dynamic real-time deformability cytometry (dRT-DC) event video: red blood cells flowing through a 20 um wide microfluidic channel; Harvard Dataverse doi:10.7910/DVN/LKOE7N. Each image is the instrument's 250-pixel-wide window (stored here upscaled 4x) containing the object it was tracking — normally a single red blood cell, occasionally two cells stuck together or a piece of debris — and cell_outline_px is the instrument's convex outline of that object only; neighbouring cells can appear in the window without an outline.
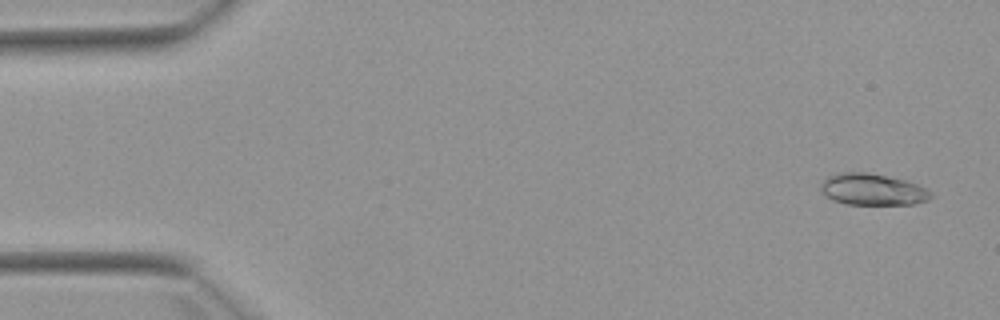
{"species": "Egyptian fruit bat (a non-hibernating species)", "species_latin": "Rousettus aegyptiacus", "temperature_condition": "warm", "stored_images_in_passage": 5, "camera_frame_rate_fps": 3000, "um_per_image_px": 0.085, "animal": {"sex": "female"}, "frame": {"image": 1, "passage_image": 1, "time_ms": 0.0, "image_size_px": [1000, 320], "cell_outline_px": [[932, 196], [928, 200], [912, 204], [844, 204], [832, 200], [820, 188], [820, 184], [828, 176], [840, 172], [864, 172], [904, 180], [928, 188], [932, 192]], "centroid_in_image_um": [74.17, 16.11], "position_along_channel_um": 10.8, "area_um2": 20.06}}
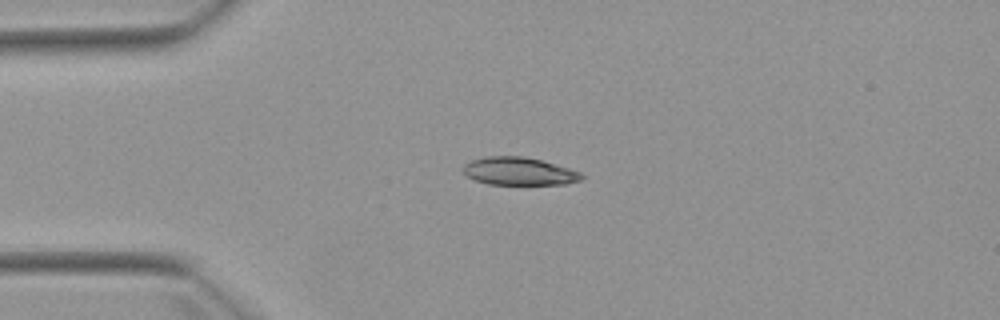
{"frame": {"image": 2, "passage_image": 3, "time_ms": 3.333, "image_size_px": [1000, 320], "cell_outline_px": [[584, 176], [580, 180], [564, 184], [488, 184], [476, 180], [468, 176], [464, 172], [464, 164], [472, 160], [488, 156], [520, 156], [540, 160], [568, 168], [580, 172]], "centroid_in_image_um": [44.11, 14.56], "position_along_channel_um": 40.9, "area_um2": 18.84}}
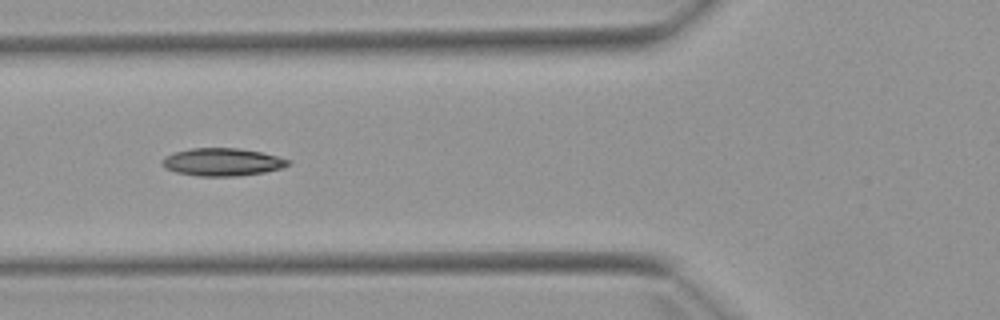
{"frame": {"image": 3, "passage_image": 5, "time_ms": 5.667, "image_size_px": [1000, 320], "cell_outline_px": [[292, 160], [288, 164], [280, 168], [264, 172], [236, 176], [196, 176], [176, 172], [164, 168], [160, 160], [164, 156], [172, 152], [192, 148], [236, 148], [260, 152]], "centroid_in_image_um": [18.82, 13.77], "position_along_channel_um": 107.0, "area_um2": 20.35}}